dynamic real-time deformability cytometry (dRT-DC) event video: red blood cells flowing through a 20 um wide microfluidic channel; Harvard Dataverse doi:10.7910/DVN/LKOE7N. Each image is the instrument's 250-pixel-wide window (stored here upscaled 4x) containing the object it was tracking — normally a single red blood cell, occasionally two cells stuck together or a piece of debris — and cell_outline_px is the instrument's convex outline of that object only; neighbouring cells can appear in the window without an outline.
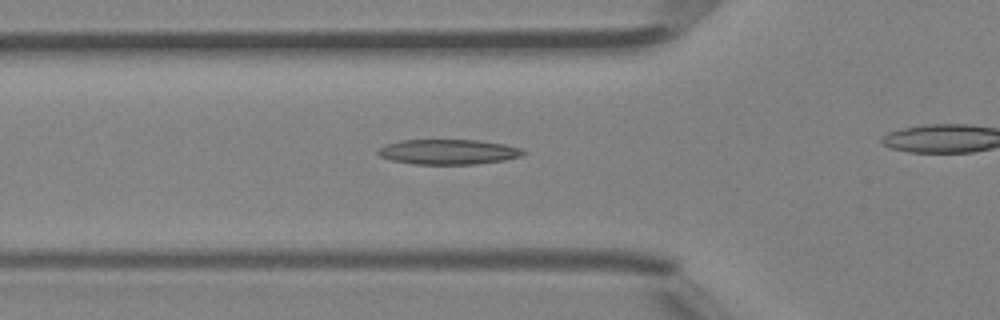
{"species": "Egyptian fruit bat (a non-hibernating species)", "species_latin": "Rousettus aegyptiacus", "temperature_condition": "room temperature", "stored_images_in_passage": 3, "camera_frame_rate_fps": 3000, "um_per_image_px": 0.085, "animal": {"sex": "female"}, "frame": {"image": 1, "passage_image": 2, "time_ms": 0.333, "image_size_px": [1000, 320], "cell_outline_px": [[528, 152], [524, 156], [504, 160], [476, 164], [416, 164], [392, 160], [380, 156], [376, 152], [380, 148], [388, 144], [400, 140], [480, 140], [504, 144], [520, 148]], "centroid_in_image_um": [38.17, 12.91], "position_along_channel_um": 87.6, "area_um2": 21.21}}